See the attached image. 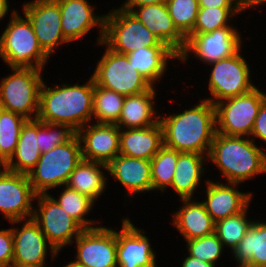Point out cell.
Masks as SVG:
<instances>
[{"label":"cell","instance_id":"31","mask_svg":"<svg viewBox=\"0 0 266 267\" xmlns=\"http://www.w3.org/2000/svg\"><path fill=\"white\" fill-rule=\"evenodd\" d=\"M58 188L62 189L59 190L61 192H59L58 196H53L51 192H49V195L84 229L95 228L100 226L99 224H103L101 222L104 221L88 216L93 212L96 204L92 199L76 190L68 188L66 185Z\"/></svg>","mask_w":266,"mask_h":267},{"label":"cell","instance_id":"13","mask_svg":"<svg viewBox=\"0 0 266 267\" xmlns=\"http://www.w3.org/2000/svg\"><path fill=\"white\" fill-rule=\"evenodd\" d=\"M20 226V227H19ZM14 256L12 265L42 267L57 261L61 253L49 243L38 224L32 219L11 221ZM49 252V253H48Z\"/></svg>","mask_w":266,"mask_h":267},{"label":"cell","instance_id":"26","mask_svg":"<svg viewBox=\"0 0 266 267\" xmlns=\"http://www.w3.org/2000/svg\"><path fill=\"white\" fill-rule=\"evenodd\" d=\"M130 65L153 86L160 84L170 69L169 63L179 61V55L169 46H154L135 50L127 54ZM171 61V62H170Z\"/></svg>","mask_w":266,"mask_h":267},{"label":"cell","instance_id":"9","mask_svg":"<svg viewBox=\"0 0 266 267\" xmlns=\"http://www.w3.org/2000/svg\"><path fill=\"white\" fill-rule=\"evenodd\" d=\"M100 46L104 48L103 55L95 62L94 71L90 74L96 85L125 97L147 91L153 86L130 65L127 55L112 51L103 42L97 44L98 48Z\"/></svg>","mask_w":266,"mask_h":267},{"label":"cell","instance_id":"7","mask_svg":"<svg viewBox=\"0 0 266 267\" xmlns=\"http://www.w3.org/2000/svg\"><path fill=\"white\" fill-rule=\"evenodd\" d=\"M106 12L102 42L112 51L127 55L140 48L167 46L130 11L113 6Z\"/></svg>","mask_w":266,"mask_h":267},{"label":"cell","instance_id":"34","mask_svg":"<svg viewBox=\"0 0 266 267\" xmlns=\"http://www.w3.org/2000/svg\"><path fill=\"white\" fill-rule=\"evenodd\" d=\"M181 152L162 146L151 159L153 193L163 194L171 186L175 174L178 155ZM160 191V193H159Z\"/></svg>","mask_w":266,"mask_h":267},{"label":"cell","instance_id":"12","mask_svg":"<svg viewBox=\"0 0 266 267\" xmlns=\"http://www.w3.org/2000/svg\"><path fill=\"white\" fill-rule=\"evenodd\" d=\"M32 219L38 224L49 243L61 252L81 234L84 228L49 194H38Z\"/></svg>","mask_w":266,"mask_h":267},{"label":"cell","instance_id":"29","mask_svg":"<svg viewBox=\"0 0 266 267\" xmlns=\"http://www.w3.org/2000/svg\"><path fill=\"white\" fill-rule=\"evenodd\" d=\"M236 267H266V221H253L240 243L229 252Z\"/></svg>","mask_w":266,"mask_h":267},{"label":"cell","instance_id":"35","mask_svg":"<svg viewBox=\"0 0 266 267\" xmlns=\"http://www.w3.org/2000/svg\"><path fill=\"white\" fill-rule=\"evenodd\" d=\"M125 96L100 87L94 82L92 122L116 124Z\"/></svg>","mask_w":266,"mask_h":267},{"label":"cell","instance_id":"19","mask_svg":"<svg viewBox=\"0 0 266 267\" xmlns=\"http://www.w3.org/2000/svg\"><path fill=\"white\" fill-rule=\"evenodd\" d=\"M215 180L219 179H208L205 186L203 185L205 188H202L205 196H201L206 211L215 223L242 212L253 202L254 192L242 191V184Z\"/></svg>","mask_w":266,"mask_h":267},{"label":"cell","instance_id":"15","mask_svg":"<svg viewBox=\"0 0 266 267\" xmlns=\"http://www.w3.org/2000/svg\"><path fill=\"white\" fill-rule=\"evenodd\" d=\"M109 227L84 229L71 243L74 261L85 267H117L116 229Z\"/></svg>","mask_w":266,"mask_h":267},{"label":"cell","instance_id":"50","mask_svg":"<svg viewBox=\"0 0 266 267\" xmlns=\"http://www.w3.org/2000/svg\"><path fill=\"white\" fill-rule=\"evenodd\" d=\"M10 267H32V266H19V265H11ZM42 267H48V266H42Z\"/></svg>","mask_w":266,"mask_h":267},{"label":"cell","instance_id":"30","mask_svg":"<svg viewBox=\"0 0 266 267\" xmlns=\"http://www.w3.org/2000/svg\"><path fill=\"white\" fill-rule=\"evenodd\" d=\"M39 120H27L22 126L16 150L7 161L6 170L28 174L37 164L39 148Z\"/></svg>","mask_w":266,"mask_h":267},{"label":"cell","instance_id":"32","mask_svg":"<svg viewBox=\"0 0 266 267\" xmlns=\"http://www.w3.org/2000/svg\"><path fill=\"white\" fill-rule=\"evenodd\" d=\"M252 202L240 213L219 220L215 223V233L218 239L231 252L243 239L247 230L251 227L255 218H249V210H251Z\"/></svg>","mask_w":266,"mask_h":267},{"label":"cell","instance_id":"8","mask_svg":"<svg viewBox=\"0 0 266 267\" xmlns=\"http://www.w3.org/2000/svg\"><path fill=\"white\" fill-rule=\"evenodd\" d=\"M243 47L231 57L213 62L209 66L207 83L208 100L212 104H216L224 99L239 96L248 93L257 86L255 81L251 79L252 66H249ZM251 67V69H250ZM210 95V96H209Z\"/></svg>","mask_w":266,"mask_h":267},{"label":"cell","instance_id":"2","mask_svg":"<svg viewBox=\"0 0 266 267\" xmlns=\"http://www.w3.org/2000/svg\"><path fill=\"white\" fill-rule=\"evenodd\" d=\"M83 84L77 81L54 83L43 81L40 89L39 113L42 122L68 125L77 132L92 122L94 79L91 75ZM63 83V84H62Z\"/></svg>","mask_w":266,"mask_h":267},{"label":"cell","instance_id":"46","mask_svg":"<svg viewBox=\"0 0 266 267\" xmlns=\"http://www.w3.org/2000/svg\"><path fill=\"white\" fill-rule=\"evenodd\" d=\"M235 1L245 11L252 10V0H235Z\"/></svg>","mask_w":266,"mask_h":267},{"label":"cell","instance_id":"18","mask_svg":"<svg viewBox=\"0 0 266 267\" xmlns=\"http://www.w3.org/2000/svg\"><path fill=\"white\" fill-rule=\"evenodd\" d=\"M60 7L61 27L64 37L71 43L87 38L93 29H98L96 45L103 41L104 16L95 10L90 0H55ZM98 14H96V13Z\"/></svg>","mask_w":266,"mask_h":267},{"label":"cell","instance_id":"42","mask_svg":"<svg viewBox=\"0 0 266 267\" xmlns=\"http://www.w3.org/2000/svg\"><path fill=\"white\" fill-rule=\"evenodd\" d=\"M199 7H240L235 0H198Z\"/></svg>","mask_w":266,"mask_h":267},{"label":"cell","instance_id":"1","mask_svg":"<svg viewBox=\"0 0 266 267\" xmlns=\"http://www.w3.org/2000/svg\"><path fill=\"white\" fill-rule=\"evenodd\" d=\"M184 110L160 114L163 145L178 152L198 153L208 156L216 134L214 104L206 99ZM181 111V112H180Z\"/></svg>","mask_w":266,"mask_h":267},{"label":"cell","instance_id":"4","mask_svg":"<svg viewBox=\"0 0 266 267\" xmlns=\"http://www.w3.org/2000/svg\"><path fill=\"white\" fill-rule=\"evenodd\" d=\"M17 8L0 33V60L7 68H39L44 70L51 58L39 46L32 24Z\"/></svg>","mask_w":266,"mask_h":267},{"label":"cell","instance_id":"28","mask_svg":"<svg viewBox=\"0 0 266 267\" xmlns=\"http://www.w3.org/2000/svg\"><path fill=\"white\" fill-rule=\"evenodd\" d=\"M106 173L107 164L82 159L69 176L66 186L88 196L96 203L108 190Z\"/></svg>","mask_w":266,"mask_h":267},{"label":"cell","instance_id":"38","mask_svg":"<svg viewBox=\"0 0 266 267\" xmlns=\"http://www.w3.org/2000/svg\"><path fill=\"white\" fill-rule=\"evenodd\" d=\"M166 5L174 25L186 37L196 23L198 0H167Z\"/></svg>","mask_w":266,"mask_h":267},{"label":"cell","instance_id":"5","mask_svg":"<svg viewBox=\"0 0 266 267\" xmlns=\"http://www.w3.org/2000/svg\"><path fill=\"white\" fill-rule=\"evenodd\" d=\"M82 159L81 143L77 134L49 152L41 153L37 164L28 173L34 192L37 195L49 194L50 190L54 193L58 187L66 185L69 176Z\"/></svg>","mask_w":266,"mask_h":267},{"label":"cell","instance_id":"24","mask_svg":"<svg viewBox=\"0 0 266 267\" xmlns=\"http://www.w3.org/2000/svg\"><path fill=\"white\" fill-rule=\"evenodd\" d=\"M206 166V167H205ZM207 156L198 153L181 152L178 155L173 182L169 189L173 190L177 199L198 198L195 195L208 181L203 180L208 171ZM207 171V172H206ZM197 190V191H196Z\"/></svg>","mask_w":266,"mask_h":267},{"label":"cell","instance_id":"23","mask_svg":"<svg viewBox=\"0 0 266 267\" xmlns=\"http://www.w3.org/2000/svg\"><path fill=\"white\" fill-rule=\"evenodd\" d=\"M198 198L179 199L180 207L170 211L171 227L177 229L183 241L200 238L215 232V222ZM173 212V213H172Z\"/></svg>","mask_w":266,"mask_h":267},{"label":"cell","instance_id":"40","mask_svg":"<svg viewBox=\"0 0 266 267\" xmlns=\"http://www.w3.org/2000/svg\"><path fill=\"white\" fill-rule=\"evenodd\" d=\"M6 228H0V267H10L14 256L11 222Z\"/></svg>","mask_w":266,"mask_h":267},{"label":"cell","instance_id":"37","mask_svg":"<svg viewBox=\"0 0 266 267\" xmlns=\"http://www.w3.org/2000/svg\"><path fill=\"white\" fill-rule=\"evenodd\" d=\"M183 246L186 247L187 254L191 257L215 265L218 264L217 262L222 259V256L225 254L224 252L227 250L215 232L210 235L185 241V245Z\"/></svg>","mask_w":266,"mask_h":267},{"label":"cell","instance_id":"25","mask_svg":"<svg viewBox=\"0 0 266 267\" xmlns=\"http://www.w3.org/2000/svg\"><path fill=\"white\" fill-rule=\"evenodd\" d=\"M156 86L149 90L126 96L120 117L116 123L119 129L146 128L159 123L160 112L156 106Z\"/></svg>","mask_w":266,"mask_h":267},{"label":"cell","instance_id":"10","mask_svg":"<svg viewBox=\"0 0 266 267\" xmlns=\"http://www.w3.org/2000/svg\"><path fill=\"white\" fill-rule=\"evenodd\" d=\"M259 88L214 104L217 133L250 137L261 104L266 100V92Z\"/></svg>","mask_w":266,"mask_h":267},{"label":"cell","instance_id":"17","mask_svg":"<svg viewBox=\"0 0 266 267\" xmlns=\"http://www.w3.org/2000/svg\"><path fill=\"white\" fill-rule=\"evenodd\" d=\"M120 222V231L116 229L117 267H159L144 227L135 226L129 216Z\"/></svg>","mask_w":266,"mask_h":267},{"label":"cell","instance_id":"48","mask_svg":"<svg viewBox=\"0 0 266 267\" xmlns=\"http://www.w3.org/2000/svg\"><path fill=\"white\" fill-rule=\"evenodd\" d=\"M64 263H66V265L62 264L63 265L62 267H85L84 265L78 264L73 259H71L70 262L67 261V262H64Z\"/></svg>","mask_w":266,"mask_h":267},{"label":"cell","instance_id":"20","mask_svg":"<svg viewBox=\"0 0 266 267\" xmlns=\"http://www.w3.org/2000/svg\"><path fill=\"white\" fill-rule=\"evenodd\" d=\"M108 177L120 183L123 187V206H127L128 200L137 199L138 194L141 196L148 191L153 192L151 176V160H144L126 155L118 154L108 165ZM142 193V194H141ZM137 196V197H136ZM129 198V199H128ZM126 204V205H125Z\"/></svg>","mask_w":266,"mask_h":267},{"label":"cell","instance_id":"49","mask_svg":"<svg viewBox=\"0 0 266 267\" xmlns=\"http://www.w3.org/2000/svg\"><path fill=\"white\" fill-rule=\"evenodd\" d=\"M7 159L0 153V170H4L7 165Z\"/></svg>","mask_w":266,"mask_h":267},{"label":"cell","instance_id":"3","mask_svg":"<svg viewBox=\"0 0 266 267\" xmlns=\"http://www.w3.org/2000/svg\"><path fill=\"white\" fill-rule=\"evenodd\" d=\"M223 182L246 183L266 173V152L250 137L217 133L207 156Z\"/></svg>","mask_w":266,"mask_h":267},{"label":"cell","instance_id":"21","mask_svg":"<svg viewBox=\"0 0 266 267\" xmlns=\"http://www.w3.org/2000/svg\"><path fill=\"white\" fill-rule=\"evenodd\" d=\"M76 134L85 160L108 165L120 152V129L116 124L91 122Z\"/></svg>","mask_w":266,"mask_h":267},{"label":"cell","instance_id":"33","mask_svg":"<svg viewBox=\"0 0 266 267\" xmlns=\"http://www.w3.org/2000/svg\"><path fill=\"white\" fill-rule=\"evenodd\" d=\"M246 11L241 7H199L196 23L189 34L209 33L222 27H236L234 18Z\"/></svg>","mask_w":266,"mask_h":267},{"label":"cell","instance_id":"11","mask_svg":"<svg viewBox=\"0 0 266 267\" xmlns=\"http://www.w3.org/2000/svg\"><path fill=\"white\" fill-rule=\"evenodd\" d=\"M241 35L237 27H222L209 33L188 34L178 63L186 65L192 55V59L194 57L195 61L198 60L205 66L231 57L244 47L246 37L242 38Z\"/></svg>","mask_w":266,"mask_h":267},{"label":"cell","instance_id":"14","mask_svg":"<svg viewBox=\"0 0 266 267\" xmlns=\"http://www.w3.org/2000/svg\"><path fill=\"white\" fill-rule=\"evenodd\" d=\"M21 6L20 11L32 24L39 46L50 58L62 45L72 44L63 35L60 7L55 0H29Z\"/></svg>","mask_w":266,"mask_h":267},{"label":"cell","instance_id":"22","mask_svg":"<svg viewBox=\"0 0 266 267\" xmlns=\"http://www.w3.org/2000/svg\"><path fill=\"white\" fill-rule=\"evenodd\" d=\"M121 8L130 11L145 27L178 55L184 49L186 37L174 25L166 3Z\"/></svg>","mask_w":266,"mask_h":267},{"label":"cell","instance_id":"27","mask_svg":"<svg viewBox=\"0 0 266 267\" xmlns=\"http://www.w3.org/2000/svg\"><path fill=\"white\" fill-rule=\"evenodd\" d=\"M121 155L151 160L163 146V129L160 124L146 128L120 129Z\"/></svg>","mask_w":266,"mask_h":267},{"label":"cell","instance_id":"36","mask_svg":"<svg viewBox=\"0 0 266 267\" xmlns=\"http://www.w3.org/2000/svg\"><path fill=\"white\" fill-rule=\"evenodd\" d=\"M26 121L23 116L0 108V153L7 160L16 150L22 126Z\"/></svg>","mask_w":266,"mask_h":267},{"label":"cell","instance_id":"43","mask_svg":"<svg viewBox=\"0 0 266 267\" xmlns=\"http://www.w3.org/2000/svg\"><path fill=\"white\" fill-rule=\"evenodd\" d=\"M181 261L182 262H181L180 267H216L218 266L215 264L203 262L202 260L191 257L190 255L185 254V253H184V258L183 260L181 258Z\"/></svg>","mask_w":266,"mask_h":267},{"label":"cell","instance_id":"44","mask_svg":"<svg viewBox=\"0 0 266 267\" xmlns=\"http://www.w3.org/2000/svg\"><path fill=\"white\" fill-rule=\"evenodd\" d=\"M167 0H125L120 7H136L148 4L166 3Z\"/></svg>","mask_w":266,"mask_h":267},{"label":"cell","instance_id":"16","mask_svg":"<svg viewBox=\"0 0 266 267\" xmlns=\"http://www.w3.org/2000/svg\"><path fill=\"white\" fill-rule=\"evenodd\" d=\"M36 196L28 174L0 170V214L4 220L32 218Z\"/></svg>","mask_w":266,"mask_h":267},{"label":"cell","instance_id":"41","mask_svg":"<svg viewBox=\"0 0 266 267\" xmlns=\"http://www.w3.org/2000/svg\"><path fill=\"white\" fill-rule=\"evenodd\" d=\"M250 138L256 143L260 142V147L266 152V100L261 104L258 115L255 119ZM263 143V144H261Z\"/></svg>","mask_w":266,"mask_h":267},{"label":"cell","instance_id":"6","mask_svg":"<svg viewBox=\"0 0 266 267\" xmlns=\"http://www.w3.org/2000/svg\"><path fill=\"white\" fill-rule=\"evenodd\" d=\"M9 69L10 74L0 78V108L27 120L37 119L44 70L20 67Z\"/></svg>","mask_w":266,"mask_h":267},{"label":"cell","instance_id":"39","mask_svg":"<svg viewBox=\"0 0 266 267\" xmlns=\"http://www.w3.org/2000/svg\"><path fill=\"white\" fill-rule=\"evenodd\" d=\"M76 132L68 125L42 122L39 120V148L41 153L69 141Z\"/></svg>","mask_w":266,"mask_h":267},{"label":"cell","instance_id":"47","mask_svg":"<svg viewBox=\"0 0 266 267\" xmlns=\"http://www.w3.org/2000/svg\"><path fill=\"white\" fill-rule=\"evenodd\" d=\"M266 6V0H252V10L262 8V6Z\"/></svg>","mask_w":266,"mask_h":267},{"label":"cell","instance_id":"45","mask_svg":"<svg viewBox=\"0 0 266 267\" xmlns=\"http://www.w3.org/2000/svg\"><path fill=\"white\" fill-rule=\"evenodd\" d=\"M11 2L10 0H0V22L2 23V20H4L8 13L10 14V11L13 12L16 9H11ZM0 23V24H1Z\"/></svg>","mask_w":266,"mask_h":267}]
</instances>
